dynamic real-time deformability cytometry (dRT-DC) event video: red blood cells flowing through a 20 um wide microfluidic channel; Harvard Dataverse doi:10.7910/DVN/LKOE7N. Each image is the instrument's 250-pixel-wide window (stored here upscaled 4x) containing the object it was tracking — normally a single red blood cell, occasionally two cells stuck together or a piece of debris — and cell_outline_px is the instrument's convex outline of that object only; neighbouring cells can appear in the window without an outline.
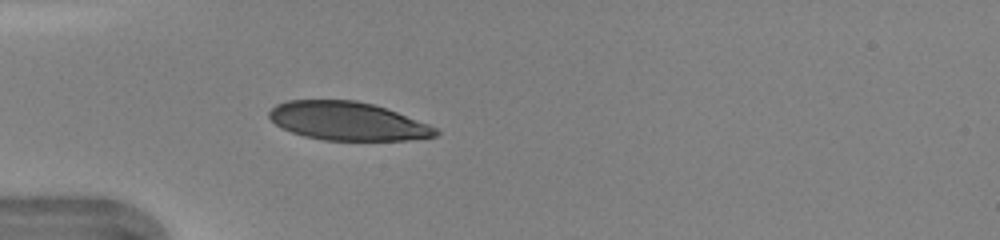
{"species": "human", "species_latin": "Homo sapiens", "temperature_condition": "warm", "stored_images_in_passage": 33, "camera_frame_rate_fps": 3000, "um_per_image_px": 0.085, "donor": {"sex": "female"}, "frame": {"image": 1, "passage_image": 1, "time_ms": 0.0, "image_size_px": [1000, 240], "cell_outline_px": [[440, 132], [436, 136], [408, 140], [324, 140], [304, 136], [292, 132], [276, 124], [268, 116], [268, 112], [276, 104], [288, 100], [356, 100], [372, 104], [396, 112], [428, 124], [436, 128]], "centroid_in_image_um": [29.53, 10.29], "position_along_channel_um": 55.5, "area_um2": 36.99}}
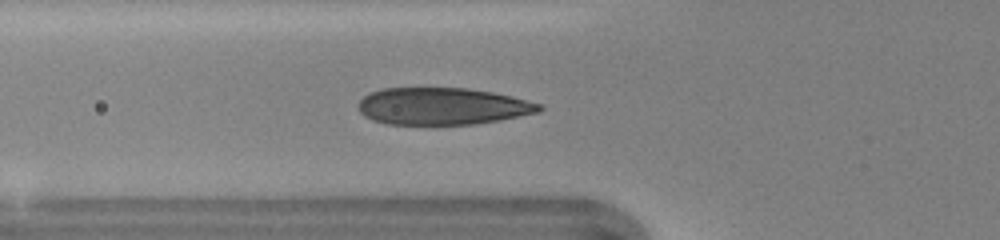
{"frame": {"image": 2, "passage_image": 4, "time_ms": 1.0, "image_size_px": [1000, 240], "cell_outline_px": [[544, 108], [540, 112], [500, 120], [472, 124], [388, 124], [372, 120], [364, 116], [360, 112], [356, 104], [368, 92], [384, 88], [468, 88], [492, 92], [540, 104]], "centroid_in_image_um": [37.55, 9.03], "position_along_channel_um": 88.2, "area_um2": 39.02}}
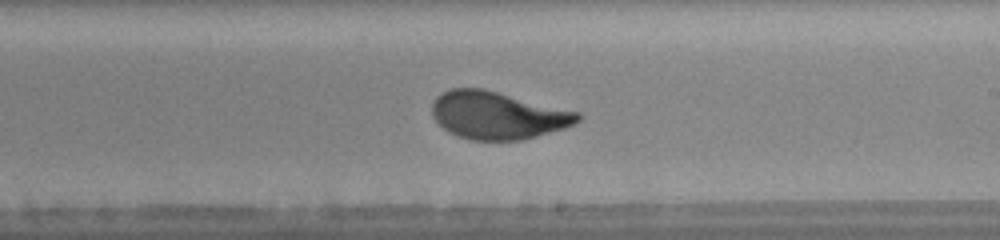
{"frame": {"image": 3, "passage_image": 15, "time_ms": 4.667, "image_size_px": [1000, 240], "cell_outline_px": [[580, 120], [564, 128], [524, 140], [472, 140], [448, 132], [432, 116], [432, 100], [436, 96], [452, 88], [484, 88], [580, 112]], "centroid_in_image_um": [42.29, 9.79], "position_along_channel_um": 246.7, "area_um2": 40.4}, "authors_computed_cell_mechanics": {"area_um2": 40.3444, "velocity_mm_per_s": 4.3032, "shape_relaxation_time_tau1_ms": 2.7643, "shape_relaxation_time_tau2_ms": null, "deformation_change_tau1": 0.1715, "deformation_change_tau2": null}}